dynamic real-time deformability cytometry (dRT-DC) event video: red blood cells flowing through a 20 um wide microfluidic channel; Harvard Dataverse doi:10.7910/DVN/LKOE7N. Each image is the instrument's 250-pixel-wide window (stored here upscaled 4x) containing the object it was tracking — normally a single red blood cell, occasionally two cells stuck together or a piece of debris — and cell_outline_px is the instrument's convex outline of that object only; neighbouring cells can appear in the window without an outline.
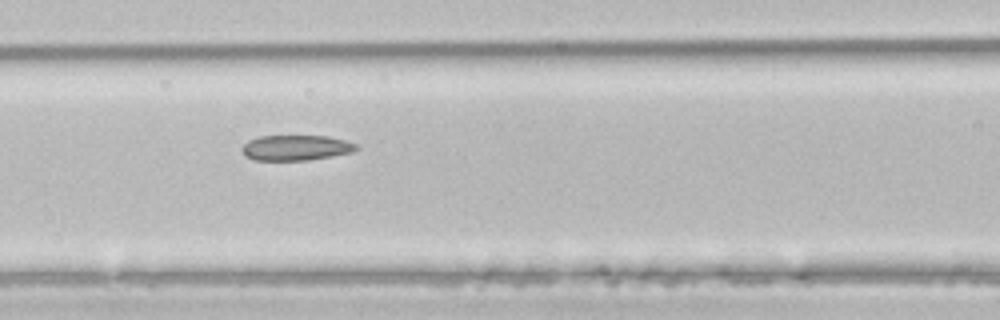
{"species": "common noctule bat (a hibernating species)", "species_latin": "Nyctalus noctula", "temperature_condition": "room temperature", "stored_images_in_passage": 6, "camera_frame_rate_fps": 3000, "um_per_image_px": 0.085, "animal": {"sex": "male", "body_mass_g": 21.5, "forearm_length_mm": 52.0}, "frame": {"image": 1, "passage_image": 5, "time_ms": 1.333, "image_size_px": [1000, 320], "cell_outline_px": [[360, 148], [352, 152], [332, 156], [308, 160], [256, 160], [244, 156], [240, 148], [248, 140], [260, 136], [328, 136], [360, 144]], "centroid_in_image_um": [25.17, 12.56], "position_along_channel_um": 141.4, "area_um2": 17.05}}
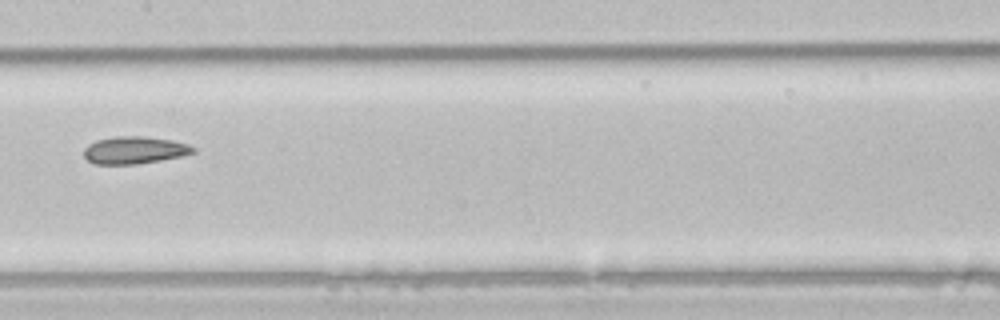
{"frame": {"image": 2, "passage_image": 6, "time_ms": 1.667, "image_size_px": [1000, 320], "cell_outline_px": [[196, 152], [180, 156], [160, 160], [136, 164], [96, 164], [88, 160], [84, 156], [84, 148], [88, 144], [96, 140], [116, 136], [144, 136], [172, 140], [188, 144], [196, 148]], "centroid_in_image_um": [11.43, 12.75], "position_along_channel_um": 196.0, "area_um2": 17.4}}